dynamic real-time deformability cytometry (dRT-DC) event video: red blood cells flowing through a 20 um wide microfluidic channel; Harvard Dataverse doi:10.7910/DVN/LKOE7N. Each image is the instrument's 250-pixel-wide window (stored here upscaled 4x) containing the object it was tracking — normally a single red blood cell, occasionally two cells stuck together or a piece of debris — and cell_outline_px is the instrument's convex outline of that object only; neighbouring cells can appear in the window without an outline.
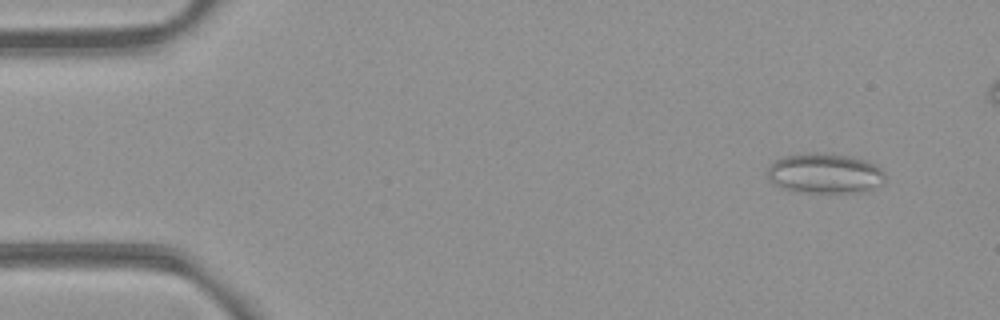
{"species": "common noctule bat (a hibernating species)", "species_latin": "Nyctalus noctula", "temperature_condition": "room temperature", "stored_images_in_passage": 6, "camera_frame_rate_fps": 3000, "um_per_image_px": 0.085, "animal": {"sex": "female", "body_mass_g": 21.9}, "frame": {"image": 1, "passage_image": 2, "time_ms": 0.333, "image_size_px": [1000, 320], "cell_outline_px": [[884, 180], [880, 184], [868, 192], [808, 192], [784, 188], [768, 180], [768, 168], [776, 160], [784, 156], [816, 152], [852, 156], [876, 164], [884, 172]], "centroid_in_image_um": [70.15, 14.73], "position_along_channel_um": 14.8, "area_um2": 27.28}}